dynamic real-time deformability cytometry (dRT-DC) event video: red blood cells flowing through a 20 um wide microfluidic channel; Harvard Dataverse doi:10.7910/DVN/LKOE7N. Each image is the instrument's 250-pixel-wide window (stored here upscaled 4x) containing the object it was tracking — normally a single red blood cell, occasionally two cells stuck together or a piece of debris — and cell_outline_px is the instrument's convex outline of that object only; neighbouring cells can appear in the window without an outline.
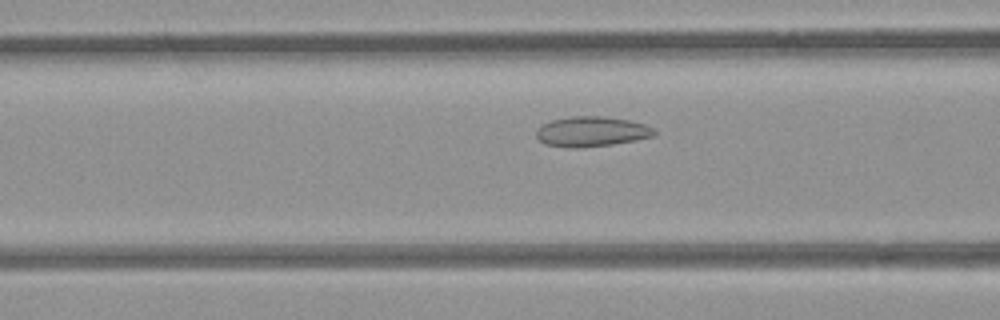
{"species": "common noctule bat (a hibernating species)", "species_latin": "Nyctalus noctula", "temperature_condition": "room temperature", "stored_images_in_passage": 38, "camera_frame_rate_fps": 3000, "um_per_image_px": 0.085, "animal": {"sex": "female", "body_mass_g": 21.9}, "frame": {"image": 1, "passage_image": 7, "time_ms": 2.0, "image_size_px": [1000, 320], "cell_outline_px": [[656, 136], [636, 140], [612, 144], [584, 148], [568, 148], [544, 144], [536, 136], [536, 128], [552, 120], [568, 116], [604, 116], [632, 120], [644, 124], [652, 128], [656, 132]], "centroid_in_image_um": [50.28, 11.18], "position_along_channel_um": 116.3, "area_um2": 20.98}}
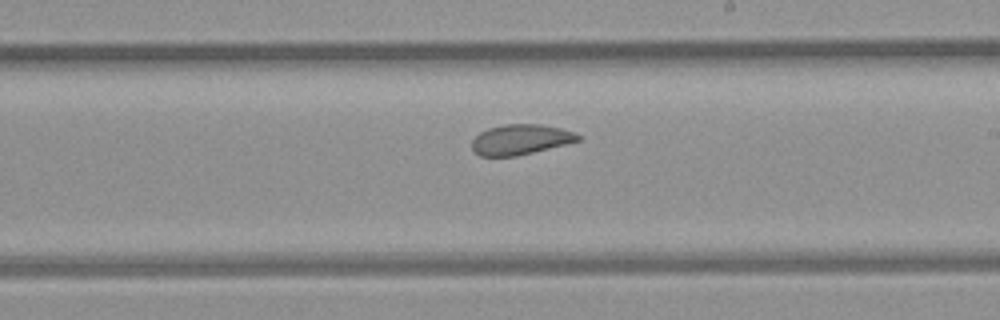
{"frame": {"image": 2, "passage_image": 17, "time_ms": 5.333, "image_size_px": [1000, 320], "cell_outline_px": [[580, 140], [516, 156], [480, 156], [472, 148], [472, 140], [480, 132], [488, 128], [504, 124], [540, 124], [560, 128], [572, 132], [580, 136]], "centroid_in_image_um": [44.2, 11.85], "position_along_channel_um": 244.8, "area_um2": 18.38}}
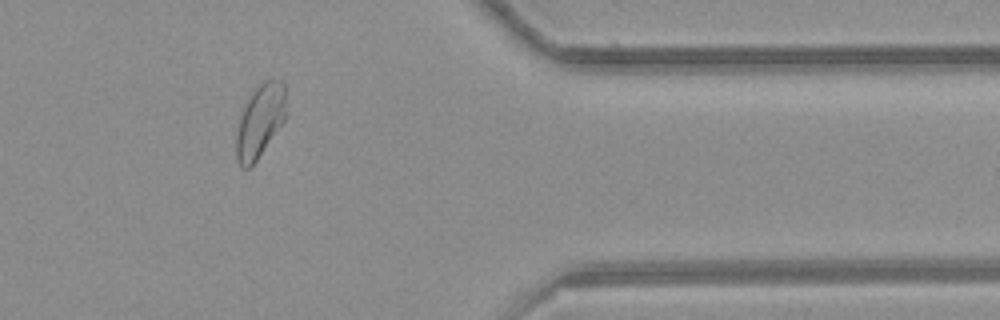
{"frame": {"image": 3, "passage_image": 30, "time_ms": 9.667, "image_size_px": [1000, 320], "cell_outline_px": [[284, 120], [256, 160], [248, 168], [244, 168], [236, 160], [236, 136], [240, 120], [244, 108], [252, 92], [264, 80], [280, 80], [284, 84]], "centroid_in_image_um": [22.08, 10.29], "position_along_channel_um": 389.3, "area_um2": 20.29}}